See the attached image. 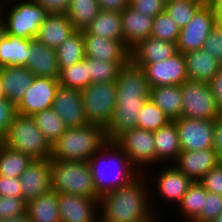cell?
I'll return each instance as SVG.
<instances>
[{"mask_svg": "<svg viewBox=\"0 0 222 222\" xmlns=\"http://www.w3.org/2000/svg\"><path fill=\"white\" fill-rule=\"evenodd\" d=\"M17 114L16 105L6 98L0 99V138L2 139Z\"/></svg>", "mask_w": 222, "mask_h": 222, "instance_id": "cell-46", "label": "cell"}, {"mask_svg": "<svg viewBox=\"0 0 222 222\" xmlns=\"http://www.w3.org/2000/svg\"><path fill=\"white\" fill-rule=\"evenodd\" d=\"M27 67L37 77L58 79L60 69L54 48L47 47L36 38L30 42Z\"/></svg>", "mask_w": 222, "mask_h": 222, "instance_id": "cell-21", "label": "cell"}, {"mask_svg": "<svg viewBox=\"0 0 222 222\" xmlns=\"http://www.w3.org/2000/svg\"><path fill=\"white\" fill-rule=\"evenodd\" d=\"M4 98L17 105L31 86L35 75L24 66L1 67Z\"/></svg>", "mask_w": 222, "mask_h": 222, "instance_id": "cell-26", "label": "cell"}, {"mask_svg": "<svg viewBox=\"0 0 222 222\" xmlns=\"http://www.w3.org/2000/svg\"><path fill=\"white\" fill-rule=\"evenodd\" d=\"M183 55L188 80L209 84L222 67V62L204 49L189 51Z\"/></svg>", "mask_w": 222, "mask_h": 222, "instance_id": "cell-23", "label": "cell"}, {"mask_svg": "<svg viewBox=\"0 0 222 222\" xmlns=\"http://www.w3.org/2000/svg\"><path fill=\"white\" fill-rule=\"evenodd\" d=\"M0 196L22 198V187L19 178L0 175Z\"/></svg>", "mask_w": 222, "mask_h": 222, "instance_id": "cell-48", "label": "cell"}, {"mask_svg": "<svg viewBox=\"0 0 222 222\" xmlns=\"http://www.w3.org/2000/svg\"><path fill=\"white\" fill-rule=\"evenodd\" d=\"M22 198L29 203L52 189L51 159L33 160L19 177Z\"/></svg>", "mask_w": 222, "mask_h": 222, "instance_id": "cell-16", "label": "cell"}, {"mask_svg": "<svg viewBox=\"0 0 222 222\" xmlns=\"http://www.w3.org/2000/svg\"><path fill=\"white\" fill-rule=\"evenodd\" d=\"M176 43L149 37L130 50V59L137 65L153 64L177 53Z\"/></svg>", "mask_w": 222, "mask_h": 222, "instance_id": "cell-24", "label": "cell"}, {"mask_svg": "<svg viewBox=\"0 0 222 222\" xmlns=\"http://www.w3.org/2000/svg\"><path fill=\"white\" fill-rule=\"evenodd\" d=\"M116 143L123 149L131 164L142 174L156 161L155 141L152 131L134 128L121 136ZM143 169V170H142Z\"/></svg>", "mask_w": 222, "mask_h": 222, "instance_id": "cell-10", "label": "cell"}, {"mask_svg": "<svg viewBox=\"0 0 222 222\" xmlns=\"http://www.w3.org/2000/svg\"><path fill=\"white\" fill-rule=\"evenodd\" d=\"M149 99L155 103L171 121L182 117L180 85L151 87Z\"/></svg>", "mask_w": 222, "mask_h": 222, "instance_id": "cell-29", "label": "cell"}, {"mask_svg": "<svg viewBox=\"0 0 222 222\" xmlns=\"http://www.w3.org/2000/svg\"><path fill=\"white\" fill-rule=\"evenodd\" d=\"M52 109L63 120L67 128H76L88 124L80 90L59 84Z\"/></svg>", "mask_w": 222, "mask_h": 222, "instance_id": "cell-15", "label": "cell"}, {"mask_svg": "<svg viewBox=\"0 0 222 222\" xmlns=\"http://www.w3.org/2000/svg\"><path fill=\"white\" fill-rule=\"evenodd\" d=\"M206 3L211 9H222V0H207Z\"/></svg>", "mask_w": 222, "mask_h": 222, "instance_id": "cell-55", "label": "cell"}, {"mask_svg": "<svg viewBox=\"0 0 222 222\" xmlns=\"http://www.w3.org/2000/svg\"><path fill=\"white\" fill-rule=\"evenodd\" d=\"M171 120L150 99H148L139 113L137 128L155 132L168 124Z\"/></svg>", "mask_w": 222, "mask_h": 222, "instance_id": "cell-40", "label": "cell"}, {"mask_svg": "<svg viewBox=\"0 0 222 222\" xmlns=\"http://www.w3.org/2000/svg\"><path fill=\"white\" fill-rule=\"evenodd\" d=\"M97 222H105V221H103V220H101V219L99 218Z\"/></svg>", "mask_w": 222, "mask_h": 222, "instance_id": "cell-60", "label": "cell"}, {"mask_svg": "<svg viewBox=\"0 0 222 222\" xmlns=\"http://www.w3.org/2000/svg\"><path fill=\"white\" fill-rule=\"evenodd\" d=\"M215 27V13L205 2L196 11L187 25L180 29L176 43L177 51L184 54L189 51L202 49L205 40Z\"/></svg>", "mask_w": 222, "mask_h": 222, "instance_id": "cell-11", "label": "cell"}, {"mask_svg": "<svg viewBox=\"0 0 222 222\" xmlns=\"http://www.w3.org/2000/svg\"><path fill=\"white\" fill-rule=\"evenodd\" d=\"M205 200H207V190L200 182H193L187 192L178 203L179 213L182 214L183 221L190 222L196 220L202 213Z\"/></svg>", "mask_w": 222, "mask_h": 222, "instance_id": "cell-34", "label": "cell"}, {"mask_svg": "<svg viewBox=\"0 0 222 222\" xmlns=\"http://www.w3.org/2000/svg\"><path fill=\"white\" fill-rule=\"evenodd\" d=\"M33 161L28 155L0 144V175L19 178Z\"/></svg>", "mask_w": 222, "mask_h": 222, "instance_id": "cell-35", "label": "cell"}, {"mask_svg": "<svg viewBox=\"0 0 222 222\" xmlns=\"http://www.w3.org/2000/svg\"><path fill=\"white\" fill-rule=\"evenodd\" d=\"M101 10L122 12L129 6V0H97Z\"/></svg>", "mask_w": 222, "mask_h": 222, "instance_id": "cell-51", "label": "cell"}, {"mask_svg": "<svg viewBox=\"0 0 222 222\" xmlns=\"http://www.w3.org/2000/svg\"><path fill=\"white\" fill-rule=\"evenodd\" d=\"M221 213L222 195L207 191L203 211L196 220L213 222Z\"/></svg>", "mask_w": 222, "mask_h": 222, "instance_id": "cell-43", "label": "cell"}, {"mask_svg": "<svg viewBox=\"0 0 222 222\" xmlns=\"http://www.w3.org/2000/svg\"><path fill=\"white\" fill-rule=\"evenodd\" d=\"M0 222H30V218L27 213H25L21 216L11 217L9 219H0Z\"/></svg>", "mask_w": 222, "mask_h": 222, "instance_id": "cell-53", "label": "cell"}, {"mask_svg": "<svg viewBox=\"0 0 222 222\" xmlns=\"http://www.w3.org/2000/svg\"><path fill=\"white\" fill-rule=\"evenodd\" d=\"M218 109L222 113V67L209 83Z\"/></svg>", "mask_w": 222, "mask_h": 222, "instance_id": "cell-50", "label": "cell"}, {"mask_svg": "<svg viewBox=\"0 0 222 222\" xmlns=\"http://www.w3.org/2000/svg\"><path fill=\"white\" fill-rule=\"evenodd\" d=\"M87 162L96 193L100 197L128 185L140 175L116 142H107Z\"/></svg>", "mask_w": 222, "mask_h": 222, "instance_id": "cell-3", "label": "cell"}, {"mask_svg": "<svg viewBox=\"0 0 222 222\" xmlns=\"http://www.w3.org/2000/svg\"><path fill=\"white\" fill-rule=\"evenodd\" d=\"M86 31L90 35L119 40L124 43L120 12L101 10V12L86 28Z\"/></svg>", "mask_w": 222, "mask_h": 222, "instance_id": "cell-31", "label": "cell"}, {"mask_svg": "<svg viewBox=\"0 0 222 222\" xmlns=\"http://www.w3.org/2000/svg\"><path fill=\"white\" fill-rule=\"evenodd\" d=\"M116 84L91 83L81 90L83 107L89 124L107 127L116 107Z\"/></svg>", "mask_w": 222, "mask_h": 222, "instance_id": "cell-8", "label": "cell"}, {"mask_svg": "<svg viewBox=\"0 0 222 222\" xmlns=\"http://www.w3.org/2000/svg\"><path fill=\"white\" fill-rule=\"evenodd\" d=\"M167 167H160V171L154 174L155 177V186L154 191H150V195L159 191V197H163V201H167L172 204H177L181 201L185 193L187 192L188 187L193 183V181L185 176L176 166L173 164H167ZM165 199V200H164Z\"/></svg>", "mask_w": 222, "mask_h": 222, "instance_id": "cell-18", "label": "cell"}, {"mask_svg": "<svg viewBox=\"0 0 222 222\" xmlns=\"http://www.w3.org/2000/svg\"><path fill=\"white\" fill-rule=\"evenodd\" d=\"M58 82L71 89L83 90L91 84L87 71V57L71 67L60 69Z\"/></svg>", "mask_w": 222, "mask_h": 222, "instance_id": "cell-38", "label": "cell"}, {"mask_svg": "<svg viewBox=\"0 0 222 222\" xmlns=\"http://www.w3.org/2000/svg\"><path fill=\"white\" fill-rule=\"evenodd\" d=\"M27 203L23 198L0 196V219L21 216L26 213Z\"/></svg>", "mask_w": 222, "mask_h": 222, "instance_id": "cell-42", "label": "cell"}, {"mask_svg": "<svg viewBox=\"0 0 222 222\" xmlns=\"http://www.w3.org/2000/svg\"><path fill=\"white\" fill-rule=\"evenodd\" d=\"M213 148L222 161V115L214 120Z\"/></svg>", "mask_w": 222, "mask_h": 222, "instance_id": "cell-52", "label": "cell"}, {"mask_svg": "<svg viewBox=\"0 0 222 222\" xmlns=\"http://www.w3.org/2000/svg\"><path fill=\"white\" fill-rule=\"evenodd\" d=\"M50 13H65L70 0H33Z\"/></svg>", "mask_w": 222, "mask_h": 222, "instance_id": "cell-49", "label": "cell"}, {"mask_svg": "<svg viewBox=\"0 0 222 222\" xmlns=\"http://www.w3.org/2000/svg\"><path fill=\"white\" fill-rule=\"evenodd\" d=\"M105 128L95 124L68 128L51 144V160L87 162L106 143Z\"/></svg>", "mask_w": 222, "mask_h": 222, "instance_id": "cell-4", "label": "cell"}, {"mask_svg": "<svg viewBox=\"0 0 222 222\" xmlns=\"http://www.w3.org/2000/svg\"><path fill=\"white\" fill-rule=\"evenodd\" d=\"M199 182L207 191L222 195V162L211 168Z\"/></svg>", "mask_w": 222, "mask_h": 222, "instance_id": "cell-45", "label": "cell"}, {"mask_svg": "<svg viewBox=\"0 0 222 222\" xmlns=\"http://www.w3.org/2000/svg\"><path fill=\"white\" fill-rule=\"evenodd\" d=\"M116 107L105 128L108 142H116L138 125L139 113L149 99L150 87L141 66L129 59L118 72Z\"/></svg>", "mask_w": 222, "mask_h": 222, "instance_id": "cell-1", "label": "cell"}, {"mask_svg": "<svg viewBox=\"0 0 222 222\" xmlns=\"http://www.w3.org/2000/svg\"><path fill=\"white\" fill-rule=\"evenodd\" d=\"M58 86V79L35 76L31 86L16 105V112L33 116L37 112L52 108Z\"/></svg>", "mask_w": 222, "mask_h": 222, "instance_id": "cell-13", "label": "cell"}, {"mask_svg": "<svg viewBox=\"0 0 222 222\" xmlns=\"http://www.w3.org/2000/svg\"><path fill=\"white\" fill-rule=\"evenodd\" d=\"M32 39L4 34L0 41V68L4 66H26Z\"/></svg>", "mask_w": 222, "mask_h": 222, "instance_id": "cell-28", "label": "cell"}, {"mask_svg": "<svg viewBox=\"0 0 222 222\" xmlns=\"http://www.w3.org/2000/svg\"><path fill=\"white\" fill-rule=\"evenodd\" d=\"M153 19L129 6L121 12L124 44L129 50L150 37Z\"/></svg>", "mask_w": 222, "mask_h": 222, "instance_id": "cell-22", "label": "cell"}, {"mask_svg": "<svg viewBox=\"0 0 222 222\" xmlns=\"http://www.w3.org/2000/svg\"><path fill=\"white\" fill-rule=\"evenodd\" d=\"M75 31L66 13H50L39 26L36 39L47 47L58 48Z\"/></svg>", "mask_w": 222, "mask_h": 222, "instance_id": "cell-25", "label": "cell"}, {"mask_svg": "<svg viewBox=\"0 0 222 222\" xmlns=\"http://www.w3.org/2000/svg\"><path fill=\"white\" fill-rule=\"evenodd\" d=\"M222 162L214 148L199 151H181L173 164L193 182H199L211 169Z\"/></svg>", "mask_w": 222, "mask_h": 222, "instance_id": "cell-20", "label": "cell"}, {"mask_svg": "<svg viewBox=\"0 0 222 222\" xmlns=\"http://www.w3.org/2000/svg\"><path fill=\"white\" fill-rule=\"evenodd\" d=\"M216 59L222 62V31L215 27L205 40L203 48Z\"/></svg>", "mask_w": 222, "mask_h": 222, "instance_id": "cell-47", "label": "cell"}, {"mask_svg": "<svg viewBox=\"0 0 222 222\" xmlns=\"http://www.w3.org/2000/svg\"><path fill=\"white\" fill-rule=\"evenodd\" d=\"M99 199L59 194L58 205L61 222H97L100 218ZM98 210V212H97Z\"/></svg>", "mask_w": 222, "mask_h": 222, "instance_id": "cell-17", "label": "cell"}, {"mask_svg": "<svg viewBox=\"0 0 222 222\" xmlns=\"http://www.w3.org/2000/svg\"><path fill=\"white\" fill-rule=\"evenodd\" d=\"M190 222H208V221H198V220H192Z\"/></svg>", "mask_w": 222, "mask_h": 222, "instance_id": "cell-59", "label": "cell"}, {"mask_svg": "<svg viewBox=\"0 0 222 222\" xmlns=\"http://www.w3.org/2000/svg\"><path fill=\"white\" fill-rule=\"evenodd\" d=\"M174 121L179 134L181 151L213 148L214 120L180 117Z\"/></svg>", "mask_w": 222, "mask_h": 222, "instance_id": "cell-12", "label": "cell"}, {"mask_svg": "<svg viewBox=\"0 0 222 222\" xmlns=\"http://www.w3.org/2000/svg\"><path fill=\"white\" fill-rule=\"evenodd\" d=\"M215 13L216 27L222 31V9H211Z\"/></svg>", "mask_w": 222, "mask_h": 222, "instance_id": "cell-54", "label": "cell"}, {"mask_svg": "<svg viewBox=\"0 0 222 222\" xmlns=\"http://www.w3.org/2000/svg\"><path fill=\"white\" fill-rule=\"evenodd\" d=\"M213 222H222V213Z\"/></svg>", "mask_w": 222, "mask_h": 222, "instance_id": "cell-58", "label": "cell"}, {"mask_svg": "<svg viewBox=\"0 0 222 222\" xmlns=\"http://www.w3.org/2000/svg\"><path fill=\"white\" fill-rule=\"evenodd\" d=\"M58 198L59 194L51 189L27 203L26 213L30 222H61Z\"/></svg>", "mask_w": 222, "mask_h": 222, "instance_id": "cell-30", "label": "cell"}, {"mask_svg": "<svg viewBox=\"0 0 222 222\" xmlns=\"http://www.w3.org/2000/svg\"><path fill=\"white\" fill-rule=\"evenodd\" d=\"M125 63L106 62L87 57V71L91 83L115 82L120 67Z\"/></svg>", "mask_w": 222, "mask_h": 222, "instance_id": "cell-39", "label": "cell"}, {"mask_svg": "<svg viewBox=\"0 0 222 222\" xmlns=\"http://www.w3.org/2000/svg\"><path fill=\"white\" fill-rule=\"evenodd\" d=\"M143 68L149 87L182 85L188 80L184 55L177 52L170 58L153 64L139 65Z\"/></svg>", "mask_w": 222, "mask_h": 222, "instance_id": "cell-14", "label": "cell"}, {"mask_svg": "<svg viewBox=\"0 0 222 222\" xmlns=\"http://www.w3.org/2000/svg\"><path fill=\"white\" fill-rule=\"evenodd\" d=\"M4 98V88H3V81L1 76V69H0V99Z\"/></svg>", "mask_w": 222, "mask_h": 222, "instance_id": "cell-57", "label": "cell"}, {"mask_svg": "<svg viewBox=\"0 0 222 222\" xmlns=\"http://www.w3.org/2000/svg\"><path fill=\"white\" fill-rule=\"evenodd\" d=\"M5 33L6 32H5L4 22L0 17V41H1V38L4 36Z\"/></svg>", "mask_w": 222, "mask_h": 222, "instance_id": "cell-56", "label": "cell"}, {"mask_svg": "<svg viewBox=\"0 0 222 222\" xmlns=\"http://www.w3.org/2000/svg\"><path fill=\"white\" fill-rule=\"evenodd\" d=\"M101 12L97 0H70L66 14L75 30H86Z\"/></svg>", "mask_w": 222, "mask_h": 222, "instance_id": "cell-33", "label": "cell"}, {"mask_svg": "<svg viewBox=\"0 0 222 222\" xmlns=\"http://www.w3.org/2000/svg\"><path fill=\"white\" fill-rule=\"evenodd\" d=\"M4 1L8 2V5L10 3L9 0L0 1V17L4 22L6 34L23 39H35L39 33V26L46 20L50 12L33 0H21V2L17 0L19 2L12 5L8 10L9 13L7 12L5 15Z\"/></svg>", "mask_w": 222, "mask_h": 222, "instance_id": "cell-7", "label": "cell"}, {"mask_svg": "<svg viewBox=\"0 0 222 222\" xmlns=\"http://www.w3.org/2000/svg\"><path fill=\"white\" fill-rule=\"evenodd\" d=\"M82 35L86 57L115 63H126L130 59V50L122 41L90 35L86 30Z\"/></svg>", "mask_w": 222, "mask_h": 222, "instance_id": "cell-19", "label": "cell"}, {"mask_svg": "<svg viewBox=\"0 0 222 222\" xmlns=\"http://www.w3.org/2000/svg\"><path fill=\"white\" fill-rule=\"evenodd\" d=\"M156 150V161L163 165L164 161H168L169 165L174 164L181 147L179 143V134L175 121H170L165 126L153 132Z\"/></svg>", "mask_w": 222, "mask_h": 222, "instance_id": "cell-27", "label": "cell"}, {"mask_svg": "<svg viewBox=\"0 0 222 222\" xmlns=\"http://www.w3.org/2000/svg\"><path fill=\"white\" fill-rule=\"evenodd\" d=\"M55 51L59 69L71 67L83 60L86 56L82 31L75 30Z\"/></svg>", "mask_w": 222, "mask_h": 222, "instance_id": "cell-32", "label": "cell"}, {"mask_svg": "<svg viewBox=\"0 0 222 222\" xmlns=\"http://www.w3.org/2000/svg\"><path fill=\"white\" fill-rule=\"evenodd\" d=\"M180 88L182 117L215 120L222 115L208 83L187 80Z\"/></svg>", "mask_w": 222, "mask_h": 222, "instance_id": "cell-9", "label": "cell"}, {"mask_svg": "<svg viewBox=\"0 0 222 222\" xmlns=\"http://www.w3.org/2000/svg\"><path fill=\"white\" fill-rule=\"evenodd\" d=\"M32 117L50 144H53L68 129L52 108L37 112Z\"/></svg>", "mask_w": 222, "mask_h": 222, "instance_id": "cell-36", "label": "cell"}, {"mask_svg": "<svg viewBox=\"0 0 222 222\" xmlns=\"http://www.w3.org/2000/svg\"><path fill=\"white\" fill-rule=\"evenodd\" d=\"M147 179V176L142 173L128 185L102 195L99 199L100 219L105 222L158 220L156 209L151 206L152 197L149 194L152 187L149 186L150 180L147 181Z\"/></svg>", "mask_w": 222, "mask_h": 222, "instance_id": "cell-2", "label": "cell"}, {"mask_svg": "<svg viewBox=\"0 0 222 222\" xmlns=\"http://www.w3.org/2000/svg\"><path fill=\"white\" fill-rule=\"evenodd\" d=\"M1 142L33 160L51 159V144L42 134L32 116L16 114Z\"/></svg>", "mask_w": 222, "mask_h": 222, "instance_id": "cell-5", "label": "cell"}, {"mask_svg": "<svg viewBox=\"0 0 222 222\" xmlns=\"http://www.w3.org/2000/svg\"><path fill=\"white\" fill-rule=\"evenodd\" d=\"M167 0H129V7L149 17H156L165 12Z\"/></svg>", "mask_w": 222, "mask_h": 222, "instance_id": "cell-44", "label": "cell"}, {"mask_svg": "<svg viewBox=\"0 0 222 222\" xmlns=\"http://www.w3.org/2000/svg\"><path fill=\"white\" fill-rule=\"evenodd\" d=\"M51 179L52 190L58 194L100 198L88 162L51 160Z\"/></svg>", "mask_w": 222, "mask_h": 222, "instance_id": "cell-6", "label": "cell"}, {"mask_svg": "<svg viewBox=\"0 0 222 222\" xmlns=\"http://www.w3.org/2000/svg\"><path fill=\"white\" fill-rule=\"evenodd\" d=\"M202 0H167L165 13L181 29L193 18L196 11L204 4Z\"/></svg>", "mask_w": 222, "mask_h": 222, "instance_id": "cell-37", "label": "cell"}, {"mask_svg": "<svg viewBox=\"0 0 222 222\" xmlns=\"http://www.w3.org/2000/svg\"><path fill=\"white\" fill-rule=\"evenodd\" d=\"M179 33L180 28L175 24L174 20L165 12L154 17L150 37L154 39L177 43Z\"/></svg>", "mask_w": 222, "mask_h": 222, "instance_id": "cell-41", "label": "cell"}]
</instances>
